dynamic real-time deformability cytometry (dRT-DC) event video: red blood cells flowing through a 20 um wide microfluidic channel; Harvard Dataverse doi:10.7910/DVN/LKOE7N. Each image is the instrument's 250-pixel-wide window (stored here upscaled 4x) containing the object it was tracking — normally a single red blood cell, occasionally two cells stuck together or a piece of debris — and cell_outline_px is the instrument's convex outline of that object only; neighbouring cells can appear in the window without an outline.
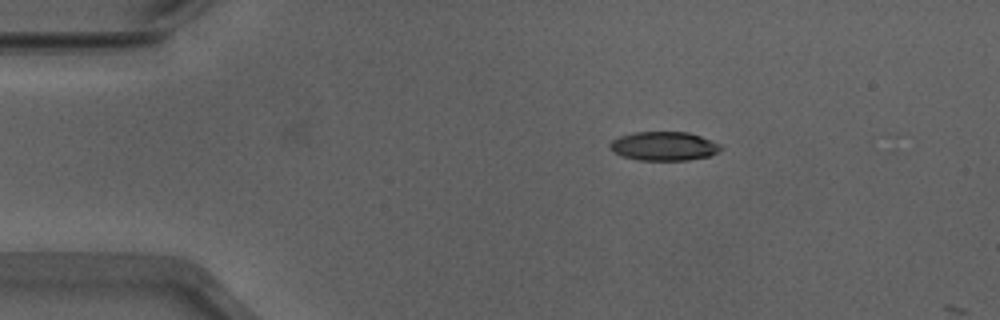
{"species": "Egyptian fruit bat (a non-hibernating species)", "species_latin": "Rousettus aegyptiacus", "temperature_condition": "warm", "stored_images_in_passage": 11, "camera_frame_rate_fps": 3000, "um_per_image_px": 0.085, "animal": {"sex": "male"}, "frame": {"image": 1, "passage_image": 9, "time_ms": 2.667, "image_size_px": [1000, 320], "cell_outline_px": [[724, 148], [708, 156], [688, 160], [636, 160], [620, 156], [608, 144], [612, 140], [620, 136], [636, 132], [688, 132], [700, 136], [720, 144]], "centroid_in_image_um": [56.43, 12.42], "position_along_channel_um": 28.6, "area_um2": 18.55}}